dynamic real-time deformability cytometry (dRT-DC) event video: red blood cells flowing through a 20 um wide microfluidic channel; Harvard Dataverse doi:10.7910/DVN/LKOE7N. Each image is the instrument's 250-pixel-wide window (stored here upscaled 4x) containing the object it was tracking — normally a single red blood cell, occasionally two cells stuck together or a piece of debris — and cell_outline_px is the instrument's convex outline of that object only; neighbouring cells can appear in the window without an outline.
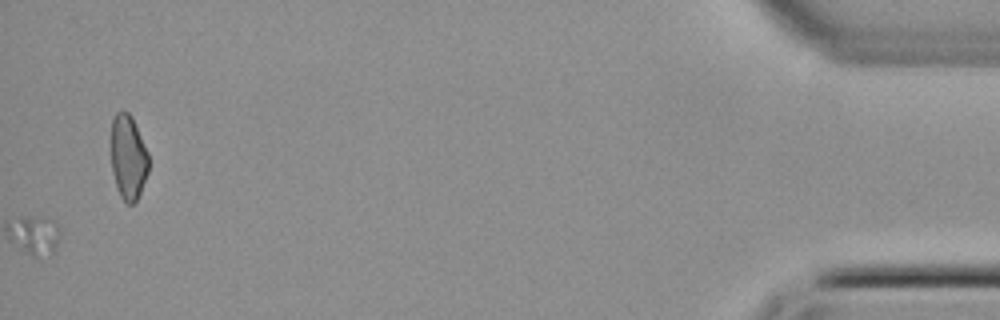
{"species": "common noctule bat (a hibernating species)", "species_latin": "Nyctalus noctula", "temperature_condition": "cold", "stored_images_in_passage": 48, "segment_of_instrument_passage": [2, 2], "camera_frame_rate_fps": 3000, "um_per_image_px": 0.085, "animal": {"sex": "female", "body_mass_g": 22.7, "forearm_length_mm": 54.2}, "frame": {"image": 1, "passage_image": 48, "time_ms": 15.667, "image_size_px": [1000, 320], "cell_outline_px": [[148, 172], [140, 192], [136, 200], [132, 204], [128, 204], [120, 196], [116, 188], [112, 172], [112, 116], [116, 112], [124, 108], [132, 116], [148, 152]], "centroid_in_image_um": [10.89, 13.32], "position_along_channel_um": 424.3, "area_um2": 18.61}}